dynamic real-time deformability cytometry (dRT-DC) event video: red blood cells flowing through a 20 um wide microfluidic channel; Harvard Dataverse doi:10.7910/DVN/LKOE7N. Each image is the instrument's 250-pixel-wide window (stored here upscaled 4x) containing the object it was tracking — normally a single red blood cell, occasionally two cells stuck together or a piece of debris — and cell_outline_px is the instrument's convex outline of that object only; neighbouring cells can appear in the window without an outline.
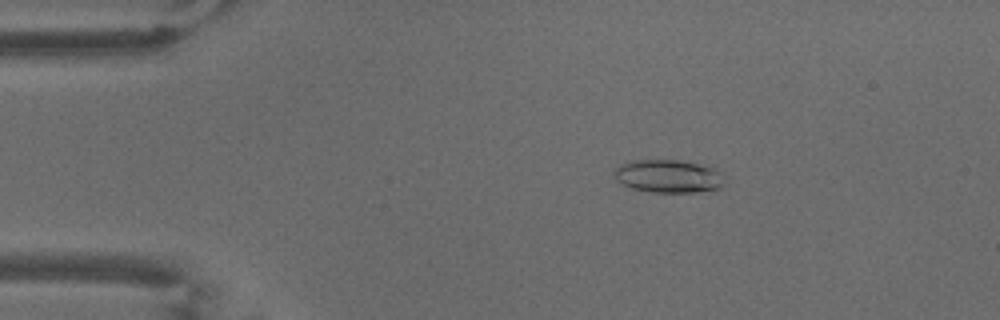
{"species": "common noctule bat (a hibernating species)", "species_latin": "Nyctalus noctula", "temperature_condition": "warm", "stored_images_in_passage": 53, "camera_frame_rate_fps": 3000, "um_per_image_px": 0.085, "animal": {"sex": "male", "body_mass_g": 18.8}, "frame": {"image": 1, "passage_image": 9, "time_ms": 2.667, "image_size_px": [1000, 320], "cell_outline_px": [[724, 184], [720, 188], [696, 192], [652, 192], [632, 188], [616, 180], [612, 172], [620, 164], [628, 160], [676, 160], [700, 164], [716, 168], [720, 172]], "centroid_in_image_um": [56.78, 14.97], "position_along_channel_um": 28.2, "area_um2": 21.27}}
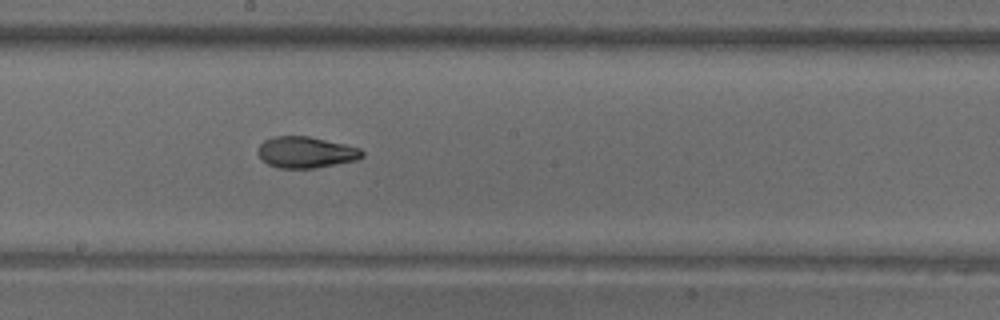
{"frame": {"image": 2, "passage_image": 29, "time_ms": 9.333, "image_size_px": [1000, 320], "cell_outline_px": [[364, 156], [356, 160], [312, 168], [280, 168], [268, 164], [256, 152], [256, 148], [264, 140], [272, 136], [308, 136], [344, 144], [360, 148], [364, 152]], "centroid_in_image_um": [25.97, 12.93], "position_along_channel_um": 222.2, "area_um2": 18.9}}
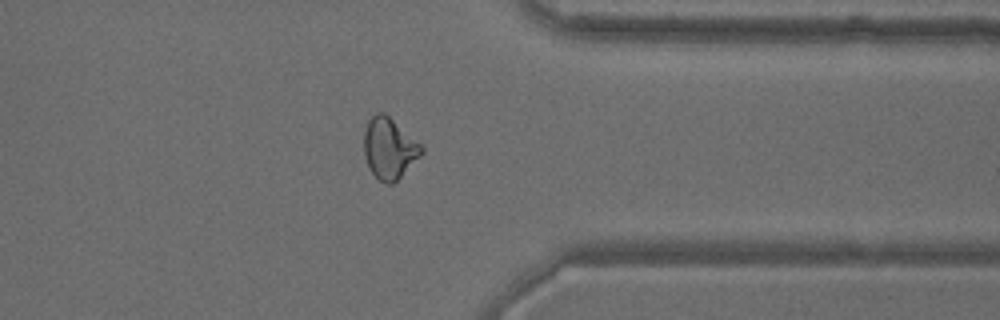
{"frame": {"image": 3, "passage_image": 42, "time_ms": 13.667, "image_size_px": [1000, 320], "cell_outline_px": [[424, 152], [392, 184], [388, 184], [380, 180], [372, 172], [364, 156], [364, 132], [368, 120], [376, 112], [384, 112], [420, 144], [424, 148]], "centroid_in_image_um": [33.07, 12.59], "position_along_channel_um": 378.3, "area_um2": 20.0}, "authors_computed_cell_mechanics": {"area_um2": 20.3456, "velocity_mm_per_s": 3.7597, "shape_relaxation_time_tau1_ms": null, "shape_relaxation_time_tau2_ms": 1.5905, "deformation_change_tau1": null, "deformation_change_tau2": 0.072}}